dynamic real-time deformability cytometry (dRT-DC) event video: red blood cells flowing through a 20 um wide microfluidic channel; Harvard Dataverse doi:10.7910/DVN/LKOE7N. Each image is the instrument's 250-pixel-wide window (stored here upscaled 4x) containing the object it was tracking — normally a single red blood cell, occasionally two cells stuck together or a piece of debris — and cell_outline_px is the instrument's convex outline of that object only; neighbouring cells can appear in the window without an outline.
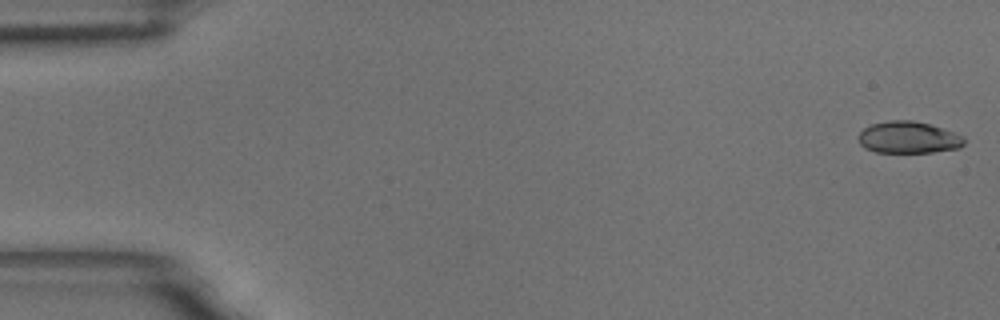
{"species": "common noctule bat (a hibernating species)", "species_latin": "Nyctalus noctula", "temperature_condition": "room temperature", "stored_images_in_passage": 57, "camera_frame_rate_fps": 3000, "um_per_image_px": 0.085, "animal": {"sex": "male", "body_mass_g": 18.8}, "frame": {"image": 1, "passage_image": 1, "time_ms": 0.0, "image_size_px": [1000, 320], "cell_outline_px": [[964, 144], [960, 148], [932, 152], [876, 152], [864, 148], [860, 144], [860, 132], [864, 128], [872, 124], [888, 120], [912, 120], [928, 124], [964, 136]], "centroid_in_image_um": [77.21, 11.68], "position_along_channel_um": 7.8, "area_um2": 19.42}}
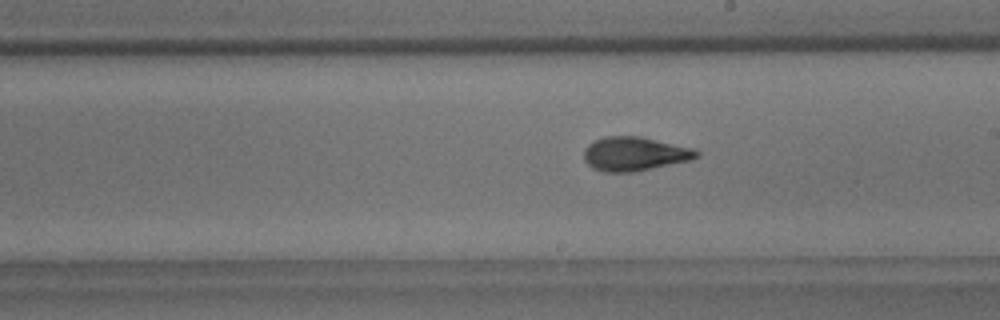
{"frame": {"image": 2, "passage_image": 32, "time_ms": 10.333, "image_size_px": [1000, 320], "cell_outline_px": [[700, 156], [688, 160], [652, 168], [632, 172], [604, 172], [592, 168], [584, 160], [584, 148], [588, 144], [604, 136], [640, 136], [692, 148], [700, 152]], "centroid_in_image_um": [53.9, 13.07], "position_along_channel_um": 235.1, "area_um2": 22.14}}
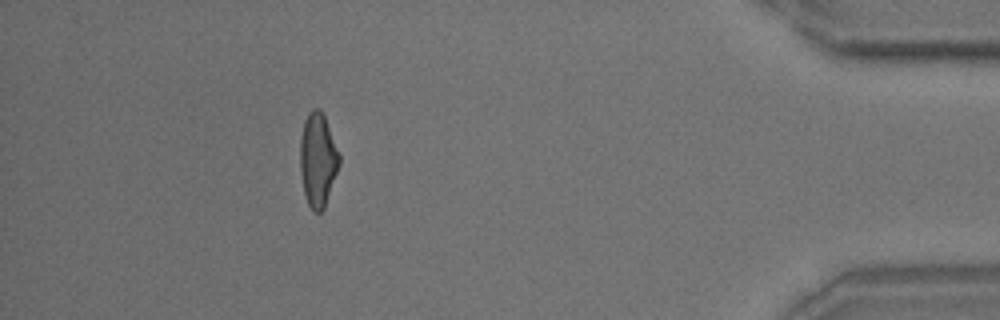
{"frame": {"image": 3, "passage_image": 51, "time_ms": 16.667, "image_size_px": [1000, 320], "cell_outline_px": [[340, 164], [324, 208], [320, 212], [312, 212], [308, 204], [304, 192], [300, 172], [300, 136], [304, 120], [308, 112], [312, 108], [320, 108], [324, 116], [340, 156]], "centroid_in_image_um": [27.0, 13.57], "position_along_channel_um": 408.2, "area_um2": 21.39}, "authors_computed_cell_mechanics": {"area_um2": 21.2704, "velocity_mm_per_s": 3.5601, "shape_relaxation_time_tau1_ms": 4.5259, "shape_relaxation_time_tau2_ms": 1.3035, "deformation_change_tau1": 0.1605, "deformation_change_tau2": 0.0816}}